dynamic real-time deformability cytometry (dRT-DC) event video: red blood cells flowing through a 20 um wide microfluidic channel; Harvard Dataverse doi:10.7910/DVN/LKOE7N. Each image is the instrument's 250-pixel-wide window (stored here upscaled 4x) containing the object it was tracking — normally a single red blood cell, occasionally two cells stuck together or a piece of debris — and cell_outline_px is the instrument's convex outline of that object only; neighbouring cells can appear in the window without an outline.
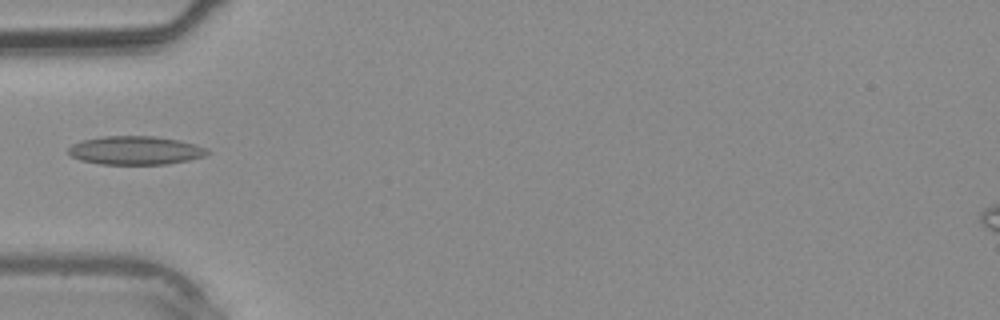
{"species": "common noctule bat (a hibernating species)", "species_latin": "Nyctalus noctula", "temperature_condition": "warm", "stored_images_in_passage": 31, "camera_frame_rate_fps": 3000, "um_per_image_px": 0.085, "animal": {"sex": "male", "body_mass_g": 20.4}, "frame": {"image": 1, "passage_image": 5, "time_ms": 1.333, "image_size_px": [1000, 320], "cell_outline_px": [[212, 152], [204, 156], [188, 160], [168, 164], [100, 164], [80, 160], [72, 156], [68, 152], [68, 148], [72, 144], [84, 140], [104, 136], [152, 136], [180, 140], [204, 148]], "centroid_in_image_um": [11.5, 12.79], "position_along_channel_um": 73.5, "area_um2": 22.95}}
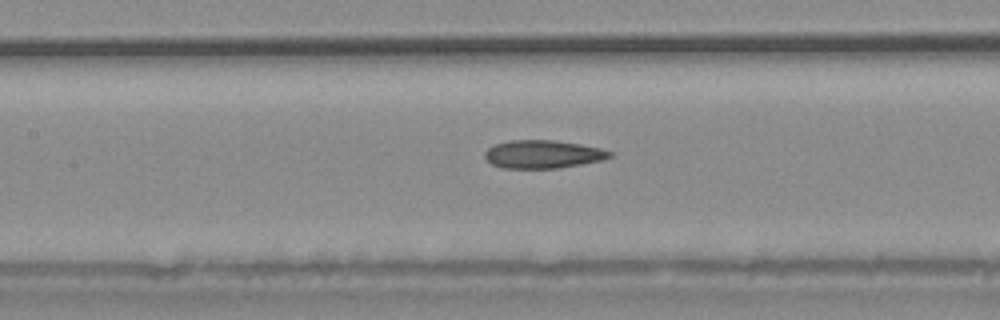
{"frame": {"image": 2, "passage_image": 10, "time_ms": 3.0, "image_size_px": [1000, 320], "cell_outline_px": [[616, 156], [604, 160], [560, 168], [504, 168], [492, 164], [484, 156], [484, 152], [488, 148], [496, 144], [508, 140], [556, 140], [580, 144], [600, 148], [612, 152]], "centroid_in_image_um": [46.2, 13.11], "position_along_channel_um": 161.2, "area_um2": 20.63}}
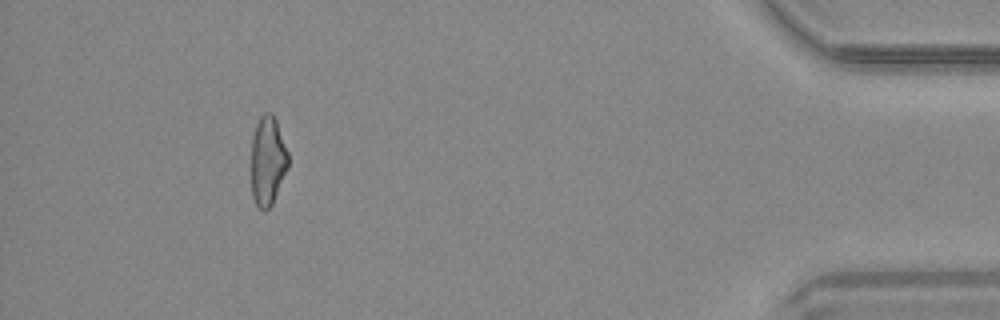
{"frame": {"image": 3, "passage_image": 28, "time_ms": 9.0, "image_size_px": [1000, 320], "cell_outline_px": [[288, 168], [272, 204], [264, 212], [256, 204], [252, 196], [252, 136], [256, 124], [260, 116], [264, 112], [272, 112], [276, 120], [288, 152]], "centroid_in_image_um": [22.76, 13.65], "position_along_channel_um": 412.4, "area_um2": 19.19}}